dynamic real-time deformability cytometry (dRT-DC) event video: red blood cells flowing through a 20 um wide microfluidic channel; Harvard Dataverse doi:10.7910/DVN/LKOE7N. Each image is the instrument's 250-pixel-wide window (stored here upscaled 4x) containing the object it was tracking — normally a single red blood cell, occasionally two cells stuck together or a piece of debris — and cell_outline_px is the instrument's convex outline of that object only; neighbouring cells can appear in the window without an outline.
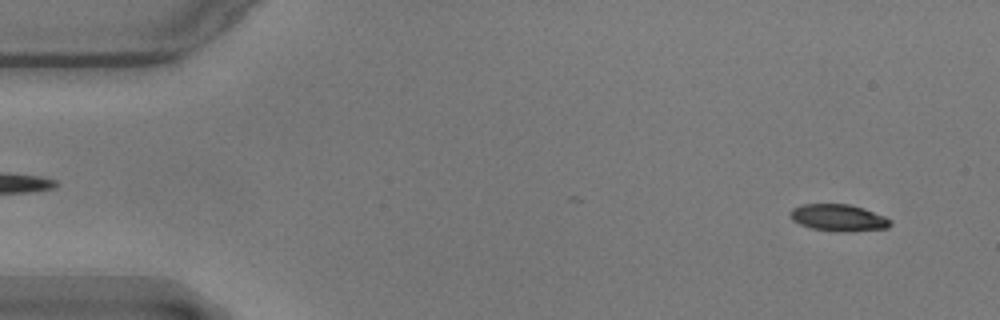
{"species": "common noctule bat (a hibernating species)", "species_latin": "Nyctalus noctula", "temperature_condition": "warm", "stored_images_in_passage": 42, "camera_frame_rate_fps": 3000, "um_per_image_px": 0.085, "animal": {"sex": "male", "body_mass_g": 17.9}, "frame": {"image": 1, "passage_image": 3, "time_ms": 0.667, "image_size_px": [1000, 320], "cell_outline_px": [[892, 224], [888, 228], [812, 228], [800, 224], [792, 220], [788, 212], [792, 208], [800, 204], [848, 204], [864, 208], [884, 216], [892, 220]], "centroid_in_image_um": [71.2, 18.42], "position_along_channel_um": 13.8, "area_um2": 14.62}}
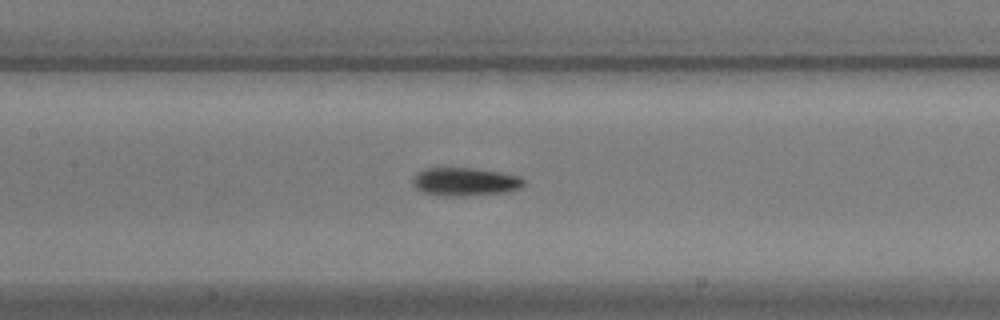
{"frame": {"image": 2, "passage_image": 25, "time_ms": 8.0, "image_size_px": [1000, 320], "cell_outline_px": [[524, 184], [520, 188], [504, 192], [464, 196], [436, 196], [420, 192], [412, 184], [412, 176], [416, 172], [424, 168], [476, 168], [500, 172], [520, 176], [524, 180]], "centroid_in_image_um": [39.45, 15.45], "position_along_channel_um": 167.9, "area_um2": 18.61}}
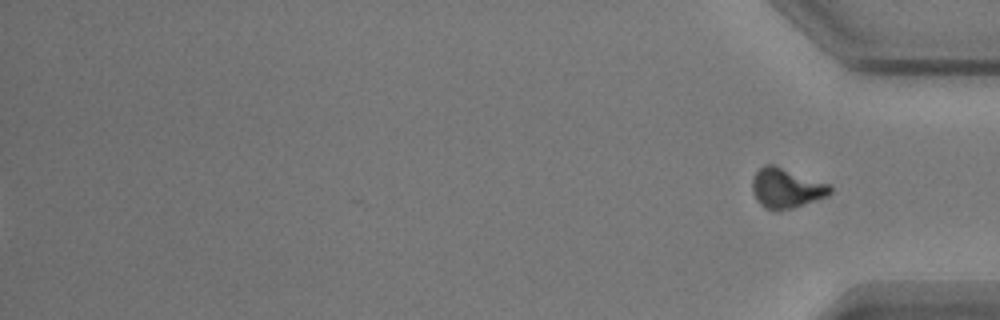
{"frame": {"image": 3, "passage_image": 42, "time_ms": 13.667, "image_size_px": [1000, 320], "cell_outline_px": [[832, 192], [828, 196], [792, 208], [776, 212], [764, 208], [756, 200], [752, 192], [752, 180], [756, 172], [764, 164], [772, 164], [828, 184], [832, 188]], "centroid_in_image_um": [66.8, 16.02], "position_along_channel_um": 368.4, "area_um2": 18.03}, "authors_computed_cell_mechanics": {"area_um2": 17.051, "velocity_mm_per_s": 3.5663, "shape_relaxation_time_tau1_ms": 3.4055, "shape_relaxation_time_tau2_ms": 2.1816, "deformation_change_tau1": 0.1346, "deformation_change_tau2": 0.0793}}